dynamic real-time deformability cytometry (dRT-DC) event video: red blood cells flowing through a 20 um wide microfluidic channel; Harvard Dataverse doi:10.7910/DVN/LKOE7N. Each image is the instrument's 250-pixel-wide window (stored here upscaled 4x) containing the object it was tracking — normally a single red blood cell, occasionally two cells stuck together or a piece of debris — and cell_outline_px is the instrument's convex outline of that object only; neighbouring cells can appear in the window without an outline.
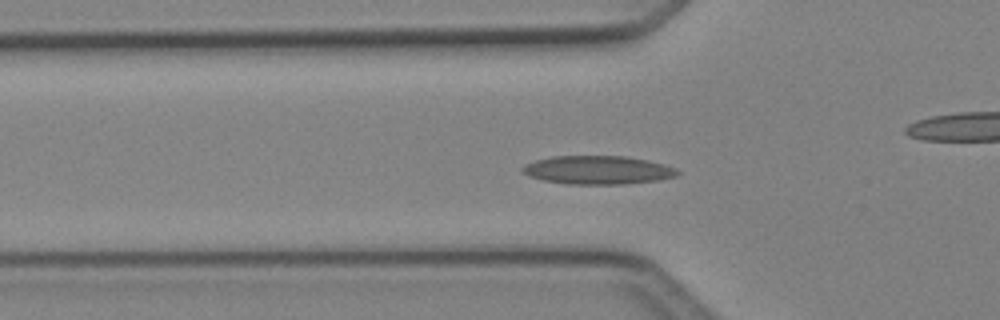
{"species": "Egyptian fruit bat (a non-hibernating species)", "species_latin": "Rousettus aegyptiacus", "temperature_condition": "cold", "stored_images_in_passage": 50, "camera_frame_rate_fps": 3000, "um_per_image_px": 0.085, "animal": {"sex": "female"}, "frame": {"image": 1, "passage_image": 17, "time_ms": 5.333, "image_size_px": [1000, 320], "cell_outline_px": [[680, 172], [676, 176], [660, 180], [624, 184], [568, 184], [544, 180], [528, 176], [520, 168], [524, 164], [536, 160], [552, 156], [624, 156], [648, 160], [664, 164], [676, 168]], "centroid_in_image_um": [50.82, 14.45], "position_along_channel_um": 75.0, "area_um2": 25.78}}
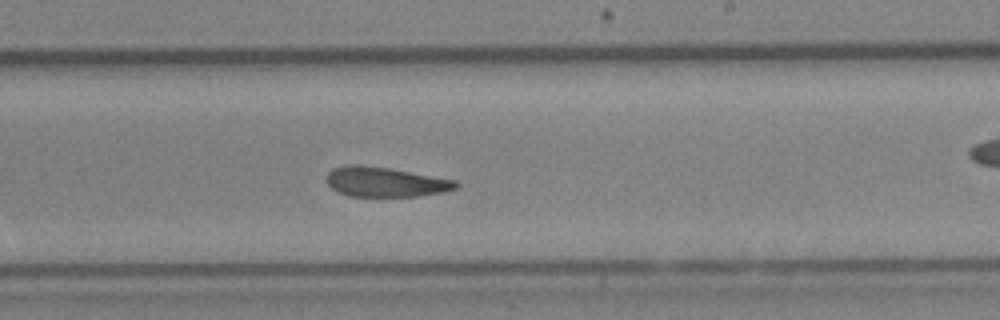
{"frame": {"image": 2, "passage_image": 30, "time_ms": 9.667, "image_size_px": [1000, 320], "cell_outline_px": [[460, 184], [456, 188], [444, 192], [420, 196], [348, 196], [336, 192], [324, 180], [328, 172], [332, 168], [352, 164], [360, 164], [392, 168], [456, 180]], "centroid_in_image_um": [32.73, 15.46], "position_along_channel_um": 256.3, "area_um2": 22.83}}
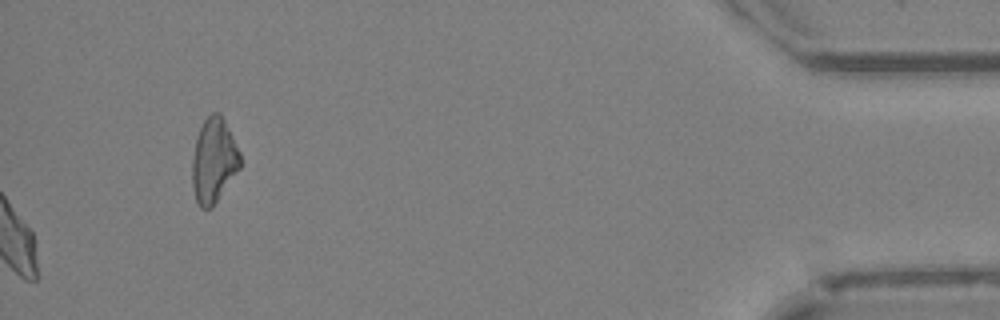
{"frame": {"image": 3, "passage_image": 50, "time_ms": 16.333, "image_size_px": [1000, 320], "cell_outline_px": [[240, 168], [212, 208], [200, 208], [196, 200], [192, 184], [192, 160], [196, 140], [200, 128], [204, 120], [212, 112], [220, 112], [240, 152]], "centroid_in_image_um": [18.16, 13.66], "position_along_channel_um": 417.0, "area_um2": 23.47}, "authors_computed_cell_mechanics": {"area_um2": 23.4668, "velocity_mm_per_s": 4.1919, "shape_relaxation_time_tau1_ms": null, "shape_relaxation_time_tau2_ms": 4.988, "deformation_change_tau1": null, "deformation_change_tau2": 0.1365}}